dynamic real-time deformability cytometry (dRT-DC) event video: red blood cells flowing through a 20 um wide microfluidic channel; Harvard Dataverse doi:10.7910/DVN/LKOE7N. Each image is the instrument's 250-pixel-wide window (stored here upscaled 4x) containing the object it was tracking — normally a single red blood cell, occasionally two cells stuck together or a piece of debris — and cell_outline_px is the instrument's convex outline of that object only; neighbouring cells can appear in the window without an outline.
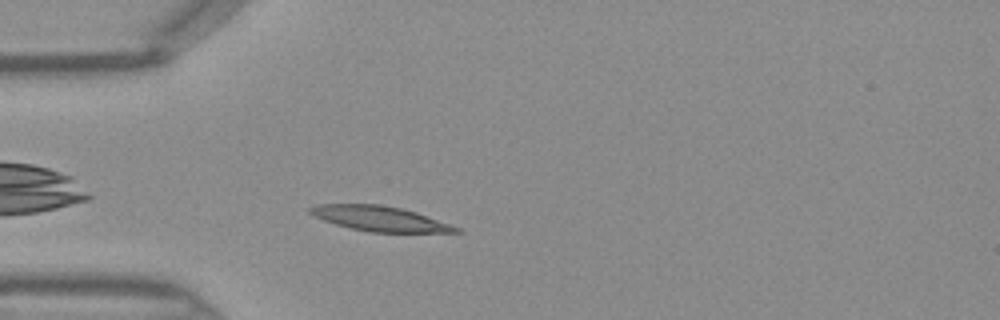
{"species": "Egyptian fruit bat (a non-hibernating species)", "species_latin": "Rousettus aegyptiacus", "temperature_condition": "warm", "stored_images_in_passage": 32, "camera_frame_rate_fps": 3000, "um_per_image_px": 0.085, "frame": {"image": 1, "passage_image": 3, "time_ms": 0.667, "image_size_px": [1000, 320], "cell_outline_px": [[464, 232], [368, 232], [336, 224], [324, 220], [308, 212], [308, 208], [316, 204], [376, 204], [400, 208], [416, 212], [460, 228]], "centroid_in_image_um": [32.27, 18.58], "position_along_channel_um": 52.7, "area_um2": 20.92}}
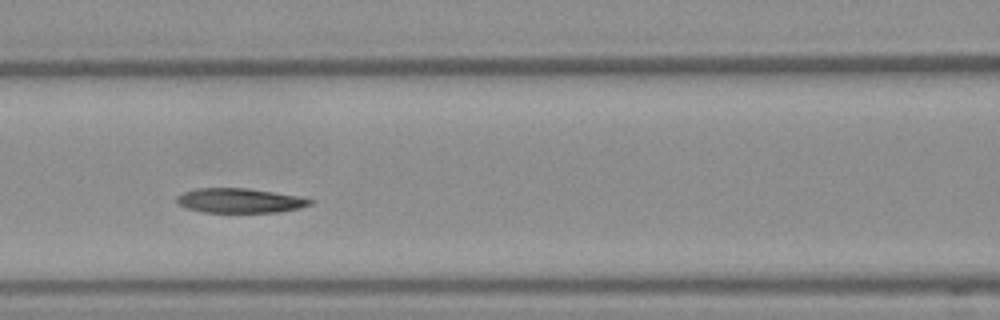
{"frame": {"image": 2, "passage_image": 10, "time_ms": 3.0, "image_size_px": [1000, 320], "cell_outline_px": [[316, 200], [312, 204], [300, 208], [280, 212], [204, 212], [184, 208], [176, 204], [176, 196], [184, 192], [196, 188], [248, 188], [296, 196]], "centroid_in_image_um": [20.34, 17.05], "position_along_channel_um": 146.3, "area_um2": 19.19}}
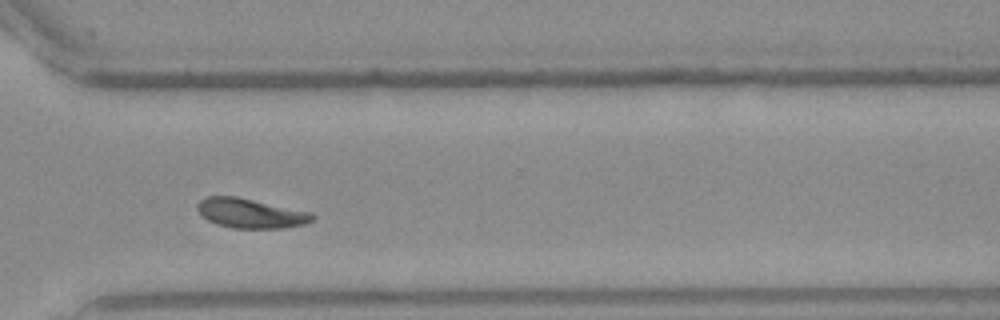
{"frame": {"image": 3, "passage_image": 24, "time_ms": 7.667, "image_size_px": [1000, 320], "cell_outline_px": [[316, 216], [312, 220], [304, 224], [284, 228], [232, 228], [216, 224], [208, 220], [196, 208], [196, 204], [204, 196], [236, 196], [312, 212]], "centroid_in_image_um": [21.3, 18.12], "position_along_channel_um": 349.3, "area_um2": 19.88}}